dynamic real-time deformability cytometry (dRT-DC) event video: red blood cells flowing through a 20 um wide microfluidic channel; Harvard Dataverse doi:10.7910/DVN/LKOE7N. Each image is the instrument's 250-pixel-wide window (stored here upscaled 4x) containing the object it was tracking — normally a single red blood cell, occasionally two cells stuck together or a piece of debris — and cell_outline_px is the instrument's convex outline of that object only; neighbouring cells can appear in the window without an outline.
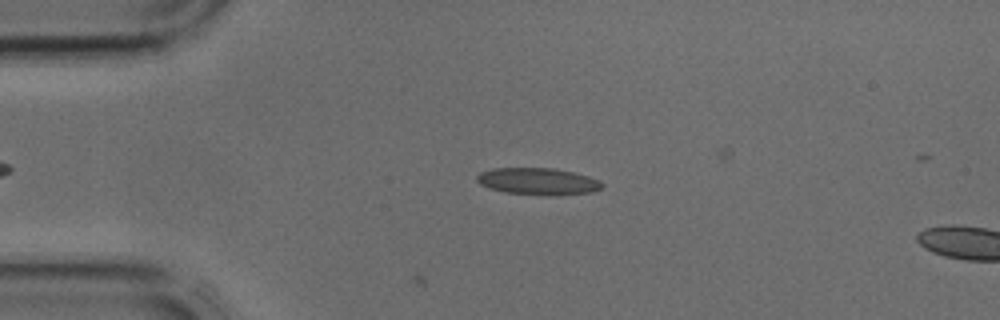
{"species": "common noctule bat (a hibernating species)", "species_latin": "Nyctalus noctula", "temperature_condition": "cold", "stored_images_in_passage": 9, "camera_frame_rate_fps": 3000, "um_per_image_px": 0.085, "animal": {"sex": "male", "body_mass_g": 17.9, "forearm_length_mm": 54.2}, "frame": {"image": 1, "passage_image": 9, "time_ms": 2.667, "image_size_px": [1000, 320], "cell_outline_px": [[604, 188], [592, 192], [556, 196], [548, 196], [504, 192], [480, 184], [476, 180], [476, 176], [480, 172], [492, 168], [552, 168], [572, 172], [588, 176], [600, 180], [604, 184]], "centroid_in_image_um": [45.77, 15.42], "position_along_channel_um": 39.2, "area_um2": 19.83}}